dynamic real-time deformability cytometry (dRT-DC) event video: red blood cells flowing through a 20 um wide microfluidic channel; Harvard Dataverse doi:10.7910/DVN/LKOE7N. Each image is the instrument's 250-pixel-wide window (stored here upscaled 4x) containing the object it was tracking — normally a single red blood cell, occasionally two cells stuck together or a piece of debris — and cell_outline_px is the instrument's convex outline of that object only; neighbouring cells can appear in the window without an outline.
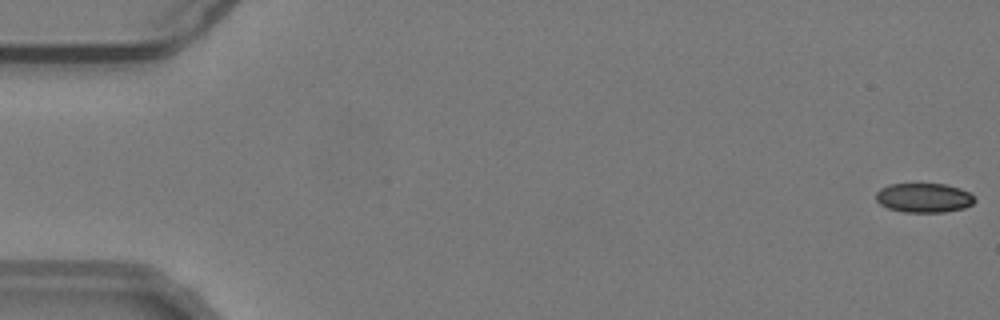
{"species": "common noctule bat (a hibernating species)", "species_latin": "Nyctalus noctula", "temperature_condition": "warm", "stored_images_in_passage": 33, "camera_frame_rate_fps": 3000, "um_per_image_px": 0.085, "animal": {"sex": "male", "body_mass_g": 19.2, "forearm_length_mm": 51.8}, "frame": {"image": 1, "passage_image": 1, "time_ms": 0.0, "image_size_px": [1000, 320], "cell_outline_px": [[976, 200], [972, 204], [964, 208], [944, 212], [904, 212], [888, 208], [880, 204], [876, 200], [876, 192], [880, 188], [888, 184], [944, 184], [960, 188], [968, 192]], "centroid_in_image_um": [78.51, 16.81], "position_along_channel_um": 6.5, "area_um2": 16.88}}
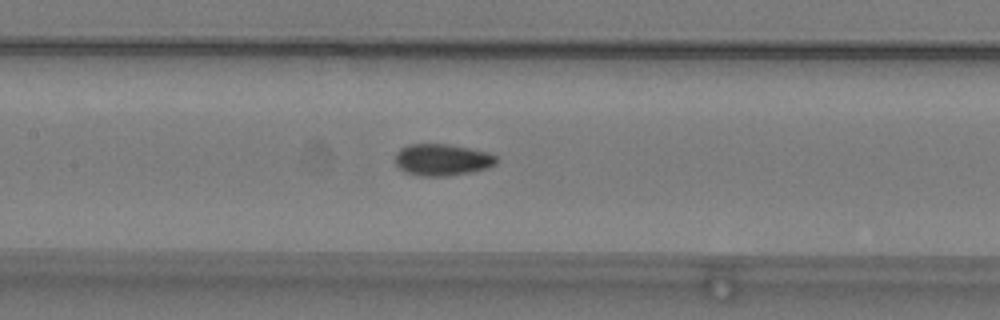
{"frame": {"image": 2, "passage_image": 26, "time_ms": 8.333, "image_size_px": [1000, 320], "cell_outline_px": [[496, 164], [488, 168], [472, 172], [448, 176], [424, 176], [408, 172], [400, 168], [396, 164], [396, 152], [400, 148], [408, 144], [448, 144], [488, 152], [496, 156]], "centroid_in_image_um": [37.6, 13.57], "position_along_channel_um": 169.8, "area_um2": 18.61}}
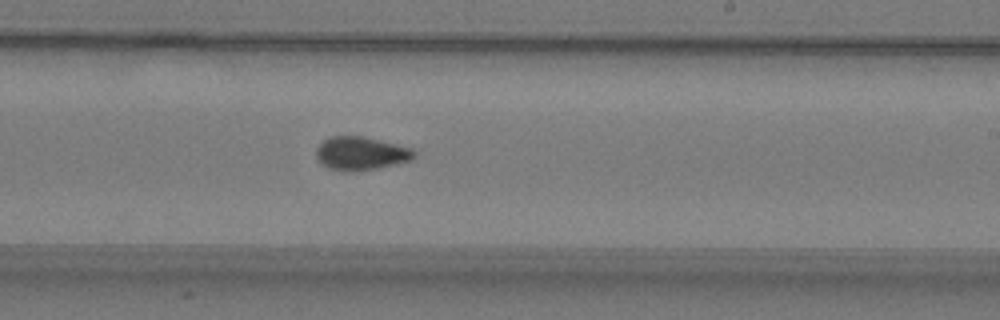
{"frame": {"image": 3, "passage_image": 33, "time_ms": 10.667, "image_size_px": [1000, 320], "cell_outline_px": [[416, 156], [412, 160], [376, 168], [352, 172], [344, 172], [328, 168], [320, 164], [316, 160], [316, 148], [328, 136], [360, 136], [412, 148], [416, 152]], "centroid_in_image_um": [30.63, 13.05], "position_along_channel_um": 258.4, "area_um2": 19.13}}